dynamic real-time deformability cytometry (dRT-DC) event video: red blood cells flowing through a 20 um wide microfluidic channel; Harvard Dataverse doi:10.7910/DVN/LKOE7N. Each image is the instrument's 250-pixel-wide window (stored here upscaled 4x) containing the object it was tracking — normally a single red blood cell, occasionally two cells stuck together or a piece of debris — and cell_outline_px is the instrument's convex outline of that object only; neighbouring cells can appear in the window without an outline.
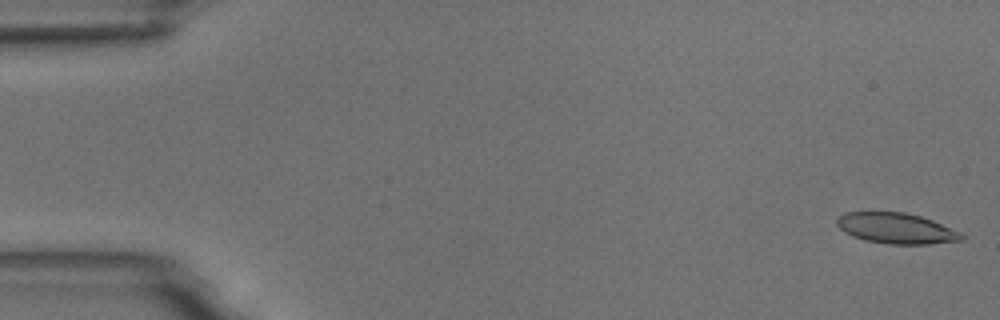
{"species": "common noctule bat (a hibernating species)", "species_latin": "Nyctalus noctula", "temperature_condition": "room temperature", "stored_images_in_passage": 8, "camera_frame_rate_fps": 3000, "um_per_image_px": 0.085, "animal": {"sex": "male", "body_mass_g": 18.8}, "frame": {"image": 1, "passage_image": 1, "time_ms": 0.0, "image_size_px": [1000, 320], "cell_outline_px": [[964, 240], [928, 244], [888, 244], [864, 240], [852, 236], [844, 232], [836, 224], [836, 220], [844, 212], [904, 212], [920, 216], [932, 220], [960, 232], [964, 236]], "centroid_in_image_um": [76.17, 19.41], "position_along_channel_um": 8.8, "area_um2": 22.25}}
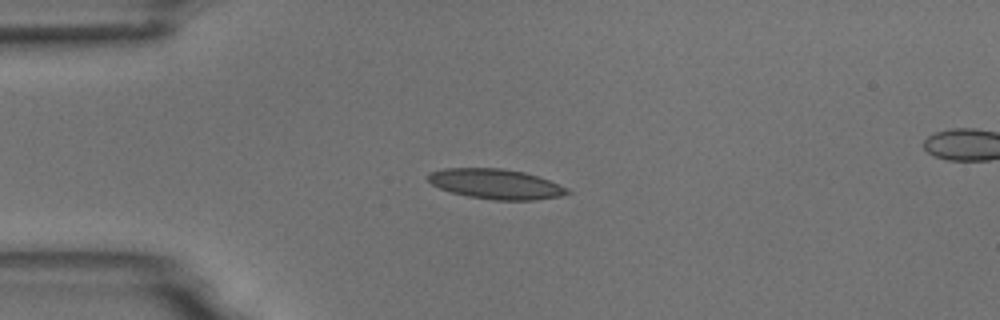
{"frame": {"image": 2, "passage_image": 4, "time_ms": 4.0, "image_size_px": [1000, 320], "cell_outline_px": [[572, 192], [560, 196], [536, 200], [492, 200], [468, 196], [452, 192], [440, 188], [432, 184], [428, 180], [428, 172], [444, 168], [500, 168], [524, 172], [548, 180], [568, 188]], "centroid_in_image_um": [42.14, 15.64], "position_along_channel_um": 42.9, "area_um2": 24.28}}